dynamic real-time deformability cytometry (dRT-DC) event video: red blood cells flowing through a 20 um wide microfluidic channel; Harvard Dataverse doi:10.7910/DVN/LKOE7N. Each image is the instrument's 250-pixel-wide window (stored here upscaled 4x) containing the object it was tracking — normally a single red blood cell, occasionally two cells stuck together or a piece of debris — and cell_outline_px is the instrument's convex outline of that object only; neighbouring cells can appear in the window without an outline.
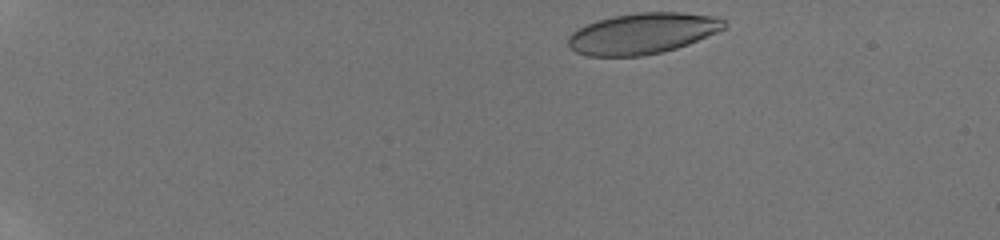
{"species": "human", "species_latin": "Homo sapiens", "temperature_condition": "room temperature", "stored_images_in_passage": 31, "camera_frame_rate_fps": 3000, "um_per_image_px": 0.085, "donor": {"sex": "male"}, "frame": {"image": 1, "passage_image": 1, "time_ms": 0.0, "image_size_px": [1000, 240], "cell_outline_px": [[728, 24], [724, 28], [716, 32], [688, 44], [676, 48], [644, 56], [588, 56], [576, 52], [568, 44], [568, 36], [576, 28], [600, 20], [616, 16], [640, 12], [680, 12], [720, 16]], "centroid_in_image_um": [54.64, 2.84], "position_along_channel_um": 30.4, "area_um2": 37.11}}
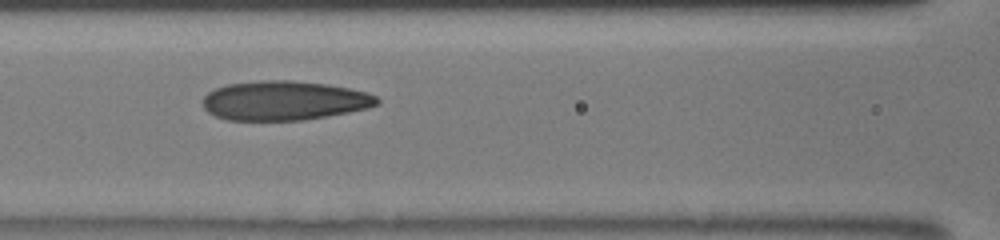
{"frame": {"image": 2, "passage_image": 16, "time_ms": 5.667, "image_size_px": [1000, 240], "cell_outline_px": [[380, 100], [376, 104], [368, 108], [348, 112], [304, 120], [228, 120], [216, 116], [208, 112], [204, 108], [204, 96], [208, 92], [216, 88], [228, 84], [260, 80], [292, 80], [324, 84], [348, 88], [368, 92], [376, 96]], "centroid_in_image_um": [24.15, 8.55], "position_along_channel_um": 142.5, "area_um2": 39.77}}
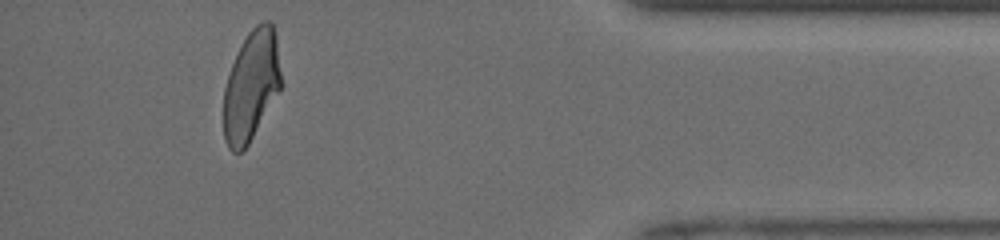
{"frame": {"image": 3, "passage_image": 30, "time_ms": 13.0, "image_size_px": [1000, 240], "cell_outline_px": [[284, 84], [248, 144], [240, 152], [232, 152], [228, 148], [224, 140], [224, 88], [232, 64], [248, 32], [256, 24], [264, 20], [268, 20], [272, 24], [276, 32]], "centroid_in_image_um": [21.4, 7.26], "position_along_channel_um": 413.8, "area_um2": 37.28}, "authors_computed_cell_mechanics": {"area_um2": 39.1306, "velocity_mm_per_s": 4.1564, "shape_relaxation_time_tau1_ms": 5.527, "shape_relaxation_time_tau2_ms": 1.2107, "deformation_change_tau1": 0.1912, "deformation_change_tau2": 0.077}}